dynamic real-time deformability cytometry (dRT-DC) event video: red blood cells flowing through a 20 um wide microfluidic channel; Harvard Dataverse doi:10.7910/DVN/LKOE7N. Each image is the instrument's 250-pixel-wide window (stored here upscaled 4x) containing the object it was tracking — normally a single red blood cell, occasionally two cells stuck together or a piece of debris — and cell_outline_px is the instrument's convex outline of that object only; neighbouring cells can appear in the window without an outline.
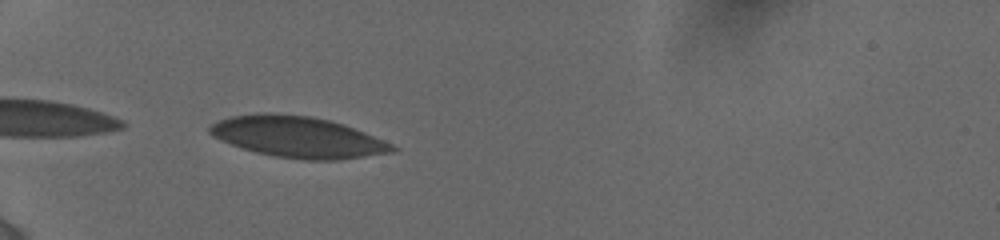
{"species": "human", "species_latin": "Homo sapiens", "temperature_condition": "cold", "stored_images_in_passage": 19, "camera_frame_rate_fps": 3000, "um_per_image_px": 0.085, "donor": {"sex": "female"}, "frame": {"image": 1, "passage_image": 2, "time_ms": 0.333, "image_size_px": [1000, 240], "cell_outline_px": [[400, 148], [396, 152], [340, 160], [304, 160], [276, 156], [256, 152], [220, 140], [212, 136], [208, 132], [208, 128], [216, 120], [232, 116], [256, 112], [272, 112], [312, 116], [344, 124], [364, 132], [392, 144]], "centroid_in_image_um": [25.32, 11.63], "position_along_channel_um": 59.7, "area_um2": 44.04}}
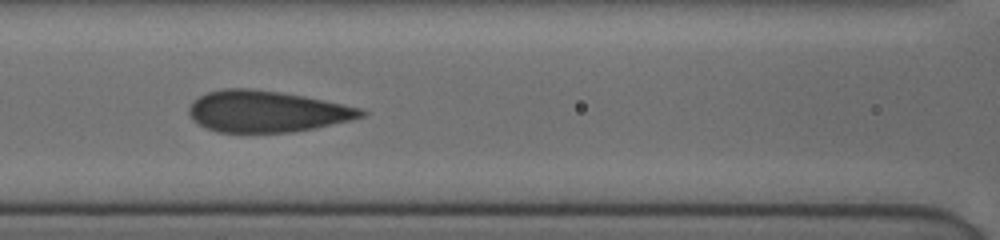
{"frame": {"image": 2, "passage_image": 11, "time_ms": 3.0, "image_size_px": [1000, 240], "cell_outline_px": [[368, 112], [364, 116], [316, 128], [296, 132], [216, 132], [204, 128], [192, 120], [188, 112], [188, 108], [200, 96], [208, 92], [224, 88], [248, 88], [280, 92], [304, 96], [360, 108]], "centroid_in_image_um": [22.64, 9.48], "position_along_channel_um": 144.0, "area_um2": 41.38}}
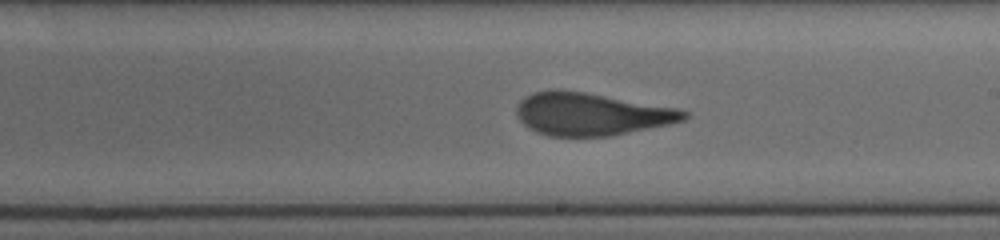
{"frame": {"image": 3, "passage_image": 16, "time_ms": 4.333, "image_size_px": [1000, 240], "cell_outline_px": [[688, 116], [684, 120], [668, 124], [608, 136], [548, 136], [536, 132], [528, 128], [516, 116], [516, 108], [520, 100], [532, 92], [556, 88], [584, 92], [676, 108], [688, 112]], "centroid_in_image_um": [50.18, 9.69], "position_along_channel_um": 238.8, "area_um2": 41.38}}